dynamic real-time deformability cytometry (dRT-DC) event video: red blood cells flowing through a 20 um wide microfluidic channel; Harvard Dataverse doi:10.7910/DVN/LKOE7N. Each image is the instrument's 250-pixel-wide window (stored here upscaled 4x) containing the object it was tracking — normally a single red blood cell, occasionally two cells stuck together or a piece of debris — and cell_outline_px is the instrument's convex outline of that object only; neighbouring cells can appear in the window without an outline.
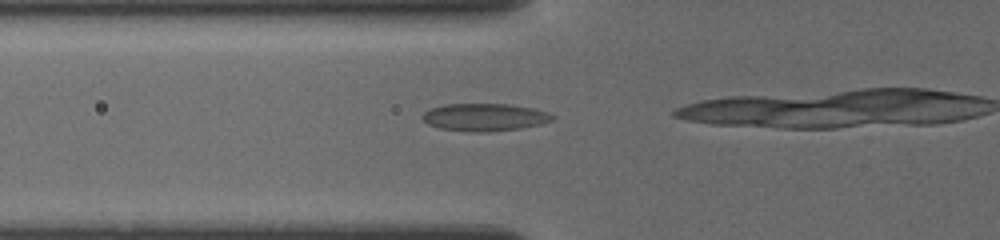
{"species": "common noctule bat (a hibernating species)", "species_latin": "Nyctalus noctula", "temperature_condition": "cold", "stored_images_in_passage": 8, "camera_frame_rate_fps": 3000, "um_per_image_px": 0.085, "animal": {"sex": "female", "body_mass_g": 19.5, "forearm_length_mm": 54.1}, "frame": {"image": 1, "passage_image": 4, "time_ms": 1.333, "image_size_px": [1000, 240], "cell_outline_px": [[556, 116], [552, 120], [540, 124], [520, 128], [488, 132], [476, 132], [440, 128], [428, 124], [420, 116], [424, 112], [432, 108], [444, 104], [508, 104], [532, 108], [548, 112]], "centroid_in_image_um": [41.19, 9.96], "position_along_channel_um": 84.6, "area_um2": 20.75}}